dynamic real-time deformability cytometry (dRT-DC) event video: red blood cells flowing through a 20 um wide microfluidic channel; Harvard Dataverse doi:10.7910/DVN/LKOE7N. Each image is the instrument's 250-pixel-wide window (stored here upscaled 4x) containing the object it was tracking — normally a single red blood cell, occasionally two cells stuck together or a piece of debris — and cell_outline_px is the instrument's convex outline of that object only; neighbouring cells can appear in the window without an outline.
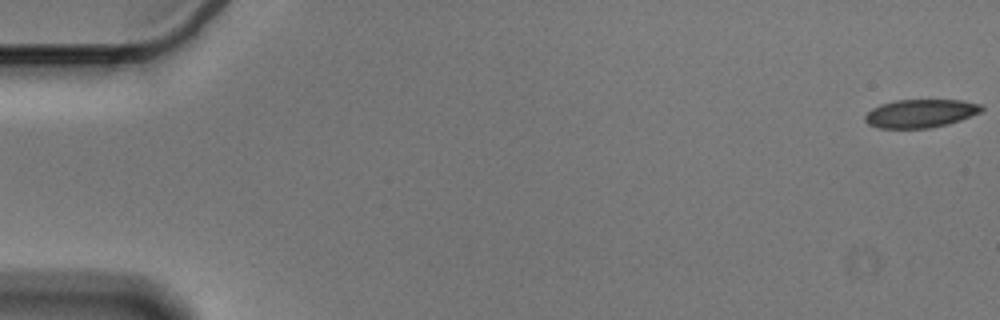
{"species": "Egyptian fruit bat (a non-hibernating species)", "species_latin": "Rousettus aegyptiacus", "temperature_condition": "cold", "stored_images_in_passage": 57, "camera_frame_rate_fps": 3000, "um_per_image_px": 0.085, "animal": {"sex": "male"}, "frame": {"image": 1, "passage_image": 1, "time_ms": 0.0, "image_size_px": [1000, 320], "cell_outline_px": [[984, 108], [980, 112], [960, 120], [948, 124], [928, 128], [880, 128], [868, 124], [864, 120], [864, 116], [872, 108], [880, 104], [896, 100], [960, 100], [984, 104]], "centroid_in_image_um": [78.24, 9.63], "position_along_channel_um": 6.8, "area_um2": 19.25}}
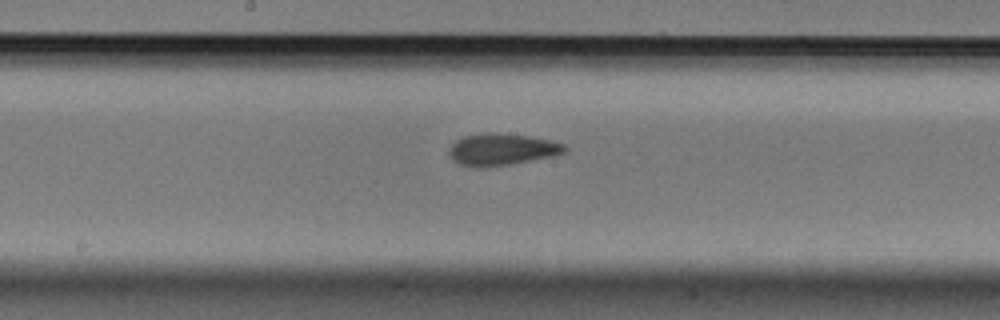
{"frame": {"image": 2, "passage_image": 30, "time_ms": 9.667, "image_size_px": [1000, 320], "cell_outline_px": [[568, 148], [564, 152], [552, 156], [512, 164], [480, 168], [476, 168], [460, 164], [452, 160], [448, 156], [448, 148], [456, 140], [464, 136], [488, 132], [524, 136], [548, 140], [564, 144]], "centroid_in_image_um": [42.58, 12.72], "position_along_channel_um": 205.6, "area_um2": 21.33}}
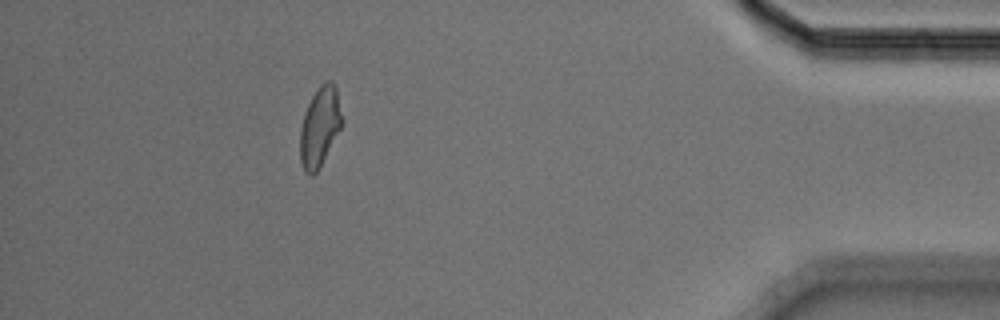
{"frame": {"image": 3, "passage_image": 51, "time_ms": 16.667, "image_size_px": [1000, 320], "cell_outline_px": [[344, 120], [320, 168], [312, 176], [304, 172], [300, 160], [300, 128], [304, 112], [316, 88], [324, 80], [332, 80], [336, 88]], "centroid_in_image_um": [27.18, 10.75], "position_along_channel_um": 408.0, "area_um2": 19.71}, "authors_computed_cell_mechanics": {"area_um2": 20.4612, "velocity_mm_per_s": 3.5854, "shape_relaxation_time_tau1_ms": 6.8522, "shape_relaxation_time_tau2_ms": 1.7806, "deformation_change_tau1": 0.1438, "deformation_change_tau2": 0.0836}}